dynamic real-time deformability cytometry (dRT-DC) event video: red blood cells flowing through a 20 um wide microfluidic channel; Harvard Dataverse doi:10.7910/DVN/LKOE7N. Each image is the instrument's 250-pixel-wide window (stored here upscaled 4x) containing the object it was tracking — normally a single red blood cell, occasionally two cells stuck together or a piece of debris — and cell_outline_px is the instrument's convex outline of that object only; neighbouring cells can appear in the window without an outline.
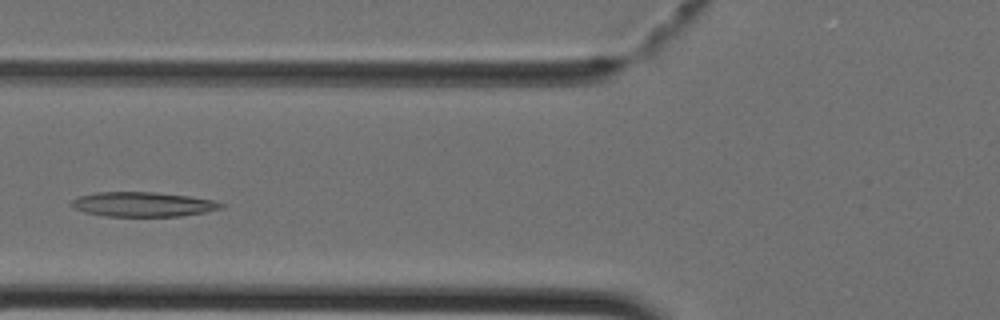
{"species": "Egyptian fruit bat (a non-hibernating species)", "species_latin": "Rousettus aegyptiacus", "temperature_condition": "cold", "stored_images_in_passage": 38, "segment_of_instrument_passage": [1, 2], "camera_frame_rate_fps": 3000, "um_per_image_px": 0.085, "animal": {"sex": "female"}, "frame": {"image": 1, "passage_image": 11, "time_ms": 3.333, "image_size_px": [1000, 320], "cell_outline_px": [[224, 208], [204, 212], [180, 216], [104, 216], [84, 212], [72, 208], [68, 204], [72, 200], [80, 196], [96, 192], [156, 192], [188, 196], [212, 200], [224, 204]], "centroid_in_image_um": [12.1, 17.37], "position_along_channel_um": 113.7, "area_um2": 21.5}}
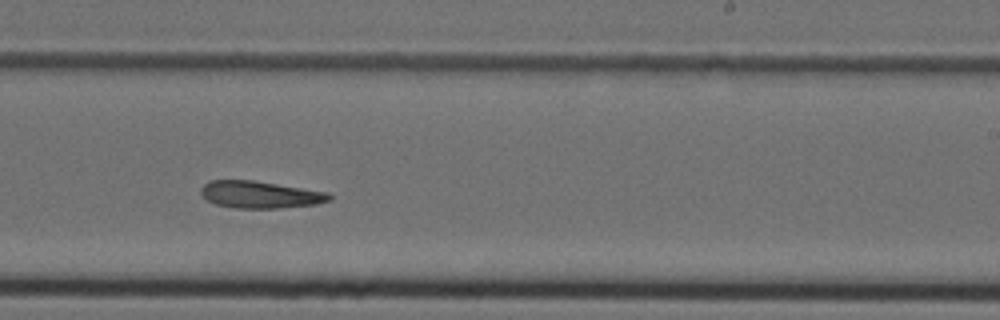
{"frame": {"image": 2, "passage_image": 21, "time_ms": 6.667, "image_size_px": [1000, 320], "cell_outline_px": [[332, 200], [316, 204], [276, 208], [236, 208], [216, 204], [208, 200], [200, 192], [200, 188], [208, 180], [252, 180], [328, 192], [332, 196]], "centroid_in_image_um": [22.11, 16.53], "position_along_channel_um": 266.9, "area_um2": 20.17}}
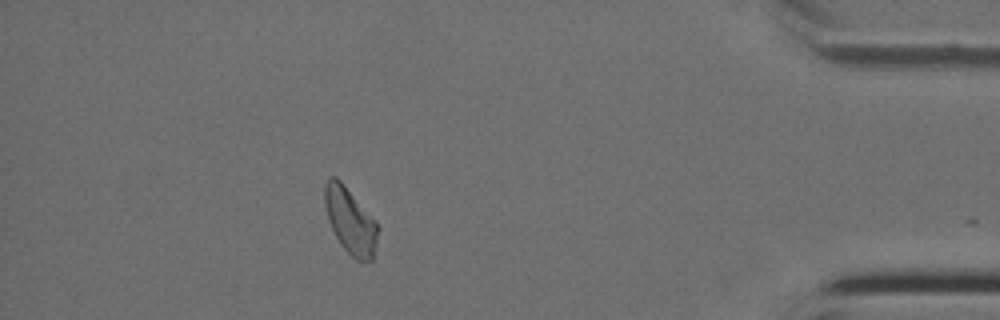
{"frame": {"image": 3, "passage_image": 33, "time_ms": 10.667, "image_size_px": [1000, 320], "cell_outline_px": [[380, 228], [372, 260], [356, 260], [340, 244], [328, 220], [324, 204], [324, 184], [328, 176], [336, 176], [340, 180], [376, 220]], "centroid_in_image_um": [29.77, 18.73], "position_along_channel_um": 405.4, "area_um2": 20.52}}